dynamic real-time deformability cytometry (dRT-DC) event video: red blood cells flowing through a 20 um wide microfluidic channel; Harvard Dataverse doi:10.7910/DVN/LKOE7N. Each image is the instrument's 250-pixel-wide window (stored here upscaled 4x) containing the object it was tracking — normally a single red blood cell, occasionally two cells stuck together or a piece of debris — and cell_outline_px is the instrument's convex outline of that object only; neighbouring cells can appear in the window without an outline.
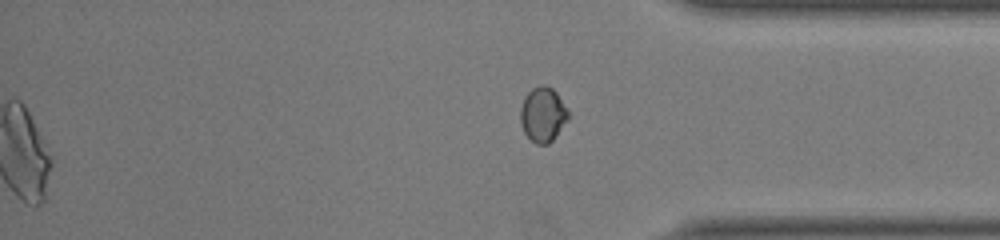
{"species": "common noctule bat (a hibernating species)", "species_latin": "Nyctalus noctula", "temperature_condition": "room temperature", "stored_images_in_passage": 46, "segment_of_instrument_passage": [2, 2], "camera_frame_rate_fps": 3000, "um_per_image_px": 0.085, "animal": {"sex": "female", "body_mass_g": 22.0, "forearm_length_mm": 56.7}, "frame": {"image": 1, "passage_image": 46, "time_ms": 15.0, "image_size_px": [1000, 240], "cell_outline_px": [[568, 120], [552, 140], [548, 144], [536, 144], [524, 132], [520, 120], [520, 108], [524, 96], [532, 88], [540, 84], [544, 84], [552, 88], [556, 92], [568, 108]], "centroid_in_image_um": [46.14, 9.7], "position_along_channel_um": 389.1, "area_um2": 15.32}}